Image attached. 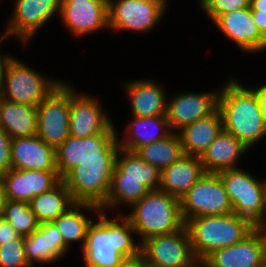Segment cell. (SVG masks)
I'll use <instances>...</instances> for the list:
<instances>
[{
	"instance_id": "obj_47",
	"label": "cell",
	"mask_w": 266,
	"mask_h": 267,
	"mask_svg": "<svg viewBox=\"0 0 266 267\" xmlns=\"http://www.w3.org/2000/svg\"><path fill=\"white\" fill-rule=\"evenodd\" d=\"M206 0H199L200 6L205 2Z\"/></svg>"
},
{
	"instance_id": "obj_20",
	"label": "cell",
	"mask_w": 266,
	"mask_h": 267,
	"mask_svg": "<svg viewBox=\"0 0 266 267\" xmlns=\"http://www.w3.org/2000/svg\"><path fill=\"white\" fill-rule=\"evenodd\" d=\"M11 168L57 171L55 148L37 135L14 138L11 141Z\"/></svg>"
},
{
	"instance_id": "obj_19",
	"label": "cell",
	"mask_w": 266,
	"mask_h": 267,
	"mask_svg": "<svg viewBox=\"0 0 266 267\" xmlns=\"http://www.w3.org/2000/svg\"><path fill=\"white\" fill-rule=\"evenodd\" d=\"M213 23L242 51L260 53L266 50V39L260 34L250 7L219 15Z\"/></svg>"
},
{
	"instance_id": "obj_11",
	"label": "cell",
	"mask_w": 266,
	"mask_h": 267,
	"mask_svg": "<svg viewBox=\"0 0 266 267\" xmlns=\"http://www.w3.org/2000/svg\"><path fill=\"white\" fill-rule=\"evenodd\" d=\"M140 244L146 263L155 267H192L198 262L185 226L170 234L147 238Z\"/></svg>"
},
{
	"instance_id": "obj_38",
	"label": "cell",
	"mask_w": 266,
	"mask_h": 267,
	"mask_svg": "<svg viewBox=\"0 0 266 267\" xmlns=\"http://www.w3.org/2000/svg\"><path fill=\"white\" fill-rule=\"evenodd\" d=\"M146 260L141 252L137 255L124 258L119 267H145Z\"/></svg>"
},
{
	"instance_id": "obj_16",
	"label": "cell",
	"mask_w": 266,
	"mask_h": 267,
	"mask_svg": "<svg viewBox=\"0 0 266 267\" xmlns=\"http://www.w3.org/2000/svg\"><path fill=\"white\" fill-rule=\"evenodd\" d=\"M59 17L77 37L108 29V0H61Z\"/></svg>"
},
{
	"instance_id": "obj_37",
	"label": "cell",
	"mask_w": 266,
	"mask_h": 267,
	"mask_svg": "<svg viewBox=\"0 0 266 267\" xmlns=\"http://www.w3.org/2000/svg\"><path fill=\"white\" fill-rule=\"evenodd\" d=\"M20 236L9 222L0 216V245L10 242L13 239H18Z\"/></svg>"
},
{
	"instance_id": "obj_2",
	"label": "cell",
	"mask_w": 266,
	"mask_h": 267,
	"mask_svg": "<svg viewBox=\"0 0 266 267\" xmlns=\"http://www.w3.org/2000/svg\"><path fill=\"white\" fill-rule=\"evenodd\" d=\"M231 79L219 90L218 109L223 120V130L233 134L247 148L266 136V122L260 110L255 88Z\"/></svg>"
},
{
	"instance_id": "obj_46",
	"label": "cell",
	"mask_w": 266,
	"mask_h": 267,
	"mask_svg": "<svg viewBox=\"0 0 266 267\" xmlns=\"http://www.w3.org/2000/svg\"><path fill=\"white\" fill-rule=\"evenodd\" d=\"M157 1H161L162 3H164L167 6V2L166 0H157Z\"/></svg>"
},
{
	"instance_id": "obj_27",
	"label": "cell",
	"mask_w": 266,
	"mask_h": 267,
	"mask_svg": "<svg viewBox=\"0 0 266 267\" xmlns=\"http://www.w3.org/2000/svg\"><path fill=\"white\" fill-rule=\"evenodd\" d=\"M0 128L12 139L37 133V107L0 97Z\"/></svg>"
},
{
	"instance_id": "obj_3",
	"label": "cell",
	"mask_w": 266,
	"mask_h": 267,
	"mask_svg": "<svg viewBox=\"0 0 266 267\" xmlns=\"http://www.w3.org/2000/svg\"><path fill=\"white\" fill-rule=\"evenodd\" d=\"M192 252L203 261L217 249L242 241L256 226L234 212L227 215L200 216L185 222Z\"/></svg>"
},
{
	"instance_id": "obj_7",
	"label": "cell",
	"mask_w": 266,
	"mask_h": 267,
	"mask_svg": "<svg viewBox=\"0 0 266 267\" xmlns=\"http://www.w3.org/2000/svg\"><path fill=\"white\" fill-rule=\"evenodd\" d=\"M61 83V79L45 78L24 62L11 56L3 70L0 97L37 107Z\"/></svg>"
},
{
	"instance_id": "obj_40",
	"label": "cell",
	"mask_w": 266,
	"mask_h": 267,
	"mask_svg": "<svg viewBox=\"0 0 266 267\" xmlns=\"http://www.w3.org/2000/svg\"><path fill=\"white\" fill-rule=\"evenodd\" d=\"M255 88L257 96L259 98L261 114L266 122V84Z\"/></svg>"
},
{
	"instance_id": "obj_8",
	"label": "cell",
	"mask_w": 266,
	"mask_h": 267,
	"mask_svg": "<svg viewBox=\"0 0 266 267\" xmlns=\"http://www.w3.org/2000/svg\"><path fill=\"white\" fill-rule=\"evenodd\" d=\"M184 222L200 216L233 212L228 194L217 173H205L180 199Z\"/></svg>"
},
{
	"instance_id": "obj_26",
	"label": "cell",
	"mask_w": 266,
	"mask_h": 267,
	"mask_svg": "<svg viewBox=\"0 0 266 267\" xmlns=\"http://www.w3.org/2000/svg\"><path fill=\"white\" fill-rule=\"evenodd\" d=\"M126 126L124 134H128L118 143L120 148L135 152L139 147L149 145L169 136L170 129L166 115L151 117H135ZM158 130V132H156ZM155 130V131H154Z\"/></svg>"
},
{
	"instance_id": "obj_17",
	"label": "cell",
	"mask_w": 266,
	"mask_h": 267,
	"mask_svg": "<svg viewBox=\"0 0 266 267\" xmlns=\"http://www.w3.org/2000/svg\"><path fill=\"white\" fill-rule=\"evenodd\" d=\"M218 94L219 91L186 92L167 100L166 118L171 131L177 133L183 127L212 114L218 108Z\"/></svg>"
},
{
	"instance_id": "obj_34",
	"label": "cell",
	"mask_w": 266,
	"mask_h": 267,
	"mask_svg": "<svg viewBox=\"0 0 266 267\" xmlns=\"http://www.w3.org/2000/svg\"><path fill=\"white\" fill-rule=\"evenodd\" d=\"M24 236L0 245V267H30L24 250Z\"/></svg>"
},
{
	"instance_id": "obj_12",
	"label": "cell",
	"mask_w": 266,
	"mask_h": 267,
	"mask_svg": "<svg viewBox=\"0 0 266 267\" xmlns=\"http://www.w3.org/2000/svg\"><path fill=\"white\" fill-rule=\"evenodd\" d=\"M118 133H101L90 137L69 136L55 149L56 168L61 180L84 159L102 158V153H118Z\"/></svg>"
},
{
	"instance_id": "obj_6",
	"label": "cell",
	"mask_w": 266,
	"mask_h": 267,
	"mask_svg": "<svg viewBox=\"0 0 266 267\" xmlns=\"http://www.w3.org/2000/svg\"><path fill=\"white\" fill-rule=\"evenodd\" d=\"M228 194L233 212L256 227L266 225V180L258 181L243 169L217 172Z\"/></svg>"
},
{
	"instance_id": "obj_41",
	"label": "cell",
	"mask_w": 266,
	"mask_h": 267,
	"mask_svg": "<svg viewBox=\"0 0 266 267\" xmlns=\"http://www.w3.org/2000/svg\"><path fill=\"white\" fill-rule=\"evenodd\" d=\"M250 9L266 13V0H250Z\"/></svg>"
},
{
	"instance_id": "obj_23",
	"label": "cell",
	"mask_w": 266,
	"mask_h": 267,
	"mask_svg": "<svg viewBox=\"0 0 266 267\" xmlns=\"http://www.w3.org/2000/svg\"><path fill=\"white\" fill-rule=\"evenodd\" d=\"M125 89L135 117L166 115L167 94L162 84L151 80H134L126 83Z\"/></svg>"
},
{
	"instance_id": "obj_5",
	"label": "cell",
	"mask_w": 266,
	"mask_h": 267,
	"mask_svg": "<svg viewBox=\"0 0 266 267\" xmlns=\"http://www.w3.org/2000/svg\"><path fill=\"white\" fill-rule=\"evenodd\" d=\"M117 153H102V158L84 159L63 179L75 202L101 207L107 199Z\"/></svg>"
},
{
	"instance_id": "obj_31",
	"label": "cell",
	"mask_w": 266,
	"mask_h": 267,
	"mask_svg": "<svg viewBox=\"0 0 266 267\" xmlns=\"http://www.w3.org/2000/svg\"><path fill=\"white\" fill-rule=\"evenodd\" d=\"M135 152L144 161L156 166L160 171L171 166L185 155L179 134L175 132L164 139L139 147Z\"/></svg>"
},
{
	"instance_id": "obj_43",
	"label": "cell",
	"mask_w": 266,
	"mask_h": 267,
	"mask_svg": "<svg viewBox=\"0 0 266 267\" xmlns=\"http://www.w3.org/2000/svg\"><path fill=\"white\" fill-rule=\"evenodd\" d=\"M3 201H4L3 182H2V178L0 177V214H1Z\"/></svg>"
},
{
	"instance_id": "obj_13",
	"label": "cell",
	"mask_w": 266,
	"mask_h": 267,
	"mask_svg": "<svg viewBox=\"0 0 266 267\" xmlns=\"http://www.w3.org/2000/svg\"><path fill=\"white\" fill-rule=\"evenodd\" d=\"M14 12L9 19L8 28L3 39L9 36L18 37V40L27 45L41 26L51 17L60 13L61 0H15Z\"/></svg>"
},
{
	"instance_id": "obj_44",
	"label": "cell",
	"mask_w": 266,
	"mask_h": 267,
	"mask_svg": "<svg viewBox=\"0 0 266 267\" xmlns=\"http://www.w3.org/2000/svg\"><path fill=\"white\" fill-rule=\"evenodd\" d=\"M192 267H206V265L202 261H198Z\"/></svg>"
},
{
	"instance_id": "obj_30",
	"label": "cell",
	"mask_w": 266,
	"mask_h": 267,
	"mask_svg": "<svg viewBox=\"0 0 266 267\" xmlns=\"http://www.w3.org/2000/svg\"><path fill=\"white\" fill-rule=\"evenodd\" d=\"M76 202L61 180L51 190L33 197L29 203L38 222H52L66 212Z\"/></svg>"
},
{
	"instance_id": "obj_29",
	"label": "cell",
	"mask_w": 266,
	"mask_h": 267,
	"mask_svg": "<svg viewBox=\"0 0 266 267\" xmlns=\"http://www.w3.org/2000/svg\"><path fill=\"white\" fill-rule=\"evenodd\" d=\"M82 210V211H80ZM83 210L95 213H100L101 208L90 203L76 202L66 212L60 215L52 223L58 229V232L62 235L65 245L70 248L71 243L77 241L82 242V247L87 236V231L92 220L83 214Z\"/></svg>"
},
{
	"instance_id": "obj_1",
	"label": "cell",
	"mask_w": 266,
	"mask_h": 267,
	"mask_svg": "<svg viewBox=\"0 0 266 267\" xmlns=\"http://www.w3.org/2000/svg\"><path fill=\"white\" fill-rule=\"evenodd\" d=\"M122 216L118 215L115 221L107 219L101 211L97 222L89 225L82 247L86 267H119L124 258L140 252V242L136 244L132 237L136 232L131 222Z\"/></svg>"
},
{
	"instance_id": "obj_33",
	"label": "cell",
	"mask_w": 266,
	"mask_h": 267,
	"mask_svg": "<svg viewBox=\"0 0 266 267\" xmlns=\"http://www.w3.org/2000/svg\"><path fill=\"white\" fill-rule=\"evenodd\" d=\"M21 236H29L38 229L39 222L29 203L4 199L1 214Z\"/></svg>"
},
{
	"instance_id": "obj_42",
	"label": "cell",
	"mask_w": 266,
	"mask_h": 267,
	"mask_svg": "<svg viewBox=\"0 0 266 267\" xmlns=\"http://www.w3.org/2000/svg\"><path fill=\"white\" fill-rule=\"evenodd\" d=\"M3 38L0 39V42H2ZM1 55L0 54V96H1V88H2V76H3V70L4 67L7 63V61L9 60V58L11 57L10 55Z\"/></svg>"
},
{
	"instance_id": "obj_24",
	"label": "cell",
	"mask_w": 266,
	"mask_h": 267,
	"mask_svg": "<svg viewBox=\"0 0 266 267\" xmlns=\"http://www.w3.org/2000/svg\"><path fill=\"white\" fill-rule=\"evenodd\" d=\"M223 130V120L217 108L212 114L183 127L177 133L185 155L201 157Z\"/></svg>"
},
{
	"instance_id": "obj_28",
	"label": "cell",
	"mask_w": 266,
	"mask_h": 267,
	"mask_svg": "<svg viewBox=\"0 0 266 267\" xmlns=\"http://www.w3.org/2000/svg\"><path fill=\"white\" fill-rule=\"evenodd\" d=\"M112 177L139 179L150 191L159 190L161 184V171L156 166L144 161L136 152L122 148L117 153Z\"/></svg>"
},
{
	"instance_id": "obj_36",
	"label": "cell",
	"mask_w": 266,
	"mask_h": 267,
	"mask_svg": "<svg viewBox=\"0 0 266 267\" xmlns=\"http://www.w3.org/2000/svg\"><path fill=\"white\" fill-rule=\"evenodd\" d=\"M12 138L0 128V177L11 169Z\"/></svg>"
},
{
	"instance_id": "obj_18",
	"label": "cell",
	"mask_w": 266,
	"mask_h": 267,
	"mask_svg": "<svg viewBox=\"0 0 266 267\" xmlns=\"http://www.w3.org/2000/svg\"><path fill=\"white\" fill-rule=\"evenodd\" d=\"M4 199L30 203L37 195L51 190L60 181L58 171L11 168L2 177Z\"/></svg>"
},
{
	"instance_id": "obj_21",
	"label": "cell",
	"mask_w": 266,
	"mask_h": 267,
	"mask_svg": "<svg viewBox=\"0 0 266 267\" xmlns=\"http://www.w3.org/2000/svg\"><path fill=\"white\" fill-rule=\"evenodd\" d=\"M24 250L27 263L50 264L60 260L69 248L62 235L52 222L41 223L38 229L24 238Z\"/></svg>"
},
{
	"instance_id": "obj_15",
	"label": "cell",
	"mask_w": 266,
	"mask_h": 267,
	"mask_svg": "<svg viewBox=\"0 0 266 267\" xmlns=\"http://www.w3.org/2000/svg\"><path fill=\"white\" fill-rule=\"evenodd\" d=\"M266 259V231L256 227L242 241L213 251L202 262L206 267H259Z\"/></svg>"
},
{
	"instance_id": "obj_22",
	"label": "cell",
	"mask_w": 266,
	"mask_h": 267,
	"mask_svg": "<svg viewBox=\"0 0 266 267\" xmlns=\"http://www.w3.org/2000/svg\"><path fill=\"white\" fill-rule=\"evenodd\" d=\"M205 173L200 157L184 155L161 171L159 190L180 200Z\"/></svg>"
},
{
	"instance_id": "obj_14",
	"label": "cell",
	"mask_w": 266,
	"mask_h": 267,
	"mask_svg": "<svg viewBox=\"0 0 266 267\" xmlns=\"http://www.w3.org/2000/svg\"><path fill=\"white\" fill-rule=\"evenodd\" d=\"M98 99L89 94L77 93L70 86V136L90 137L101 133H117Z\"/></svg>"
},
{
	"instance_id": "obj_32",
	"label": "cell",
	"mask_w": 266,
	"mask_h": 267,
	"mask_svg": "<svg viewBox=\"0 0 266 267\" xmlns=\"http://www.w3.org/2000/svg\"><path fill=\"white\" fill-rule=\"evenodd\" d=\"M149 192L150 190L139 179L112 177L106 202L100 208L103 212L105 209H115L122 203L128 204L130 208Z\"/></svg>"
},
{
	"instance_id": "obj_39",
	"label": "cell",
	"mask_w": 266,
	"mask_h": 267,
	"mask_svg": "<svg viewBox=\"0 0 266 267\" xmlns=\"http://www.w3.org/2000/svg\"><path fill=\"white\" fill-rule=\"evenodd\" d=\"M251 14L260 34L266 39V13L251 11Z\"/></svg>"
},
{
	"instance_id": "obj_48",
	"label": "cell",
	"mask_w": 266,
	"mask_h": 267,
	"mask_svg": "<svg viewBox=\"0 0 266 267\" xmlns=\"http://www.w3.org/2000/svg\"><path fill=\"white\" fill-rule=\"evenodd\" d=\"M145 267H155L146 263Z\"/></svg>"
},
{
	"instance_id": "obj_10",
	"label": "cell",
	"mask_w": 266,
	"mask_h": 267,
	"mask_svg": "<svg viewBox=\"0 0 266 267\" xmlns=\"http://www.w3.org/2000/svg\"><path fill=\"white\" fill-rule=\"evenodd\" d=\"M157 0H108V27L116 31L148 32L166 12Z\"/></svg>"
},
{
	"instance_id": "obj_35",
	"label": "cell",
	"mask_w": 266,
	"mask_h": 267,
	"mask_svg": "<svg viewBox=\"0 0 266 267\" xmlns=\"http://www.w3.org/2000/svg\"><path fill=\"white\" fill-rule=\"evenodd\" d=\"M250 7V0H206L201 8L214 21L219 15Z\"/></svg>"
},
{
	"instance_id": "obj_9",
	"label": "cell",
	"mask_w": 266,
	"mask_h": 267,
	"mask_svg": "<svg viewBox=\"0 0 266 267\" xmlns=\"http://www.w3.org/2000/svg\"><path fill=\"white\" fill-rule=\"evenodd\" d=\"M70 85L64 81L37 106L36 135L55 149L69 136Z\"/></svg>"
},
{
	"instance_id": "obj_4",
	"label": "cell",
	"mask_w": 266,
	"mask_h": 267,
	"mask_svg": "<svg viewBox=\"0 0 266 267\" xmlns=\"http://www.w3.org/2000/svg\"><path fill=\"white\" fill-rule=\"evenodd\" d=\"M126 218L131 222L140 243L147 238L181 230L185 222L180 200L161 190H152L135 203Z\"/></svg>"
},
{
	"instance_id": "obj_25",
	"label": "cell",
	"mask_w": 266,
	"mask_h": 267,
	"mask_svg": "<svg viewBox=\"0 0 266 267\" xmlns=\"http://www.w3.org/2000/svg\"><path fill=\"white\" fill-rule=\"evenodd\" d=\"M248 150L233 134L222 130L200 159L206 173H217L238 168L236 162Z\"/></svg>"
},
{
	"instance_id": "obj_45",
	"label": "cell",
	"mask_w": 266,
	"mask_h": 267,
	"mask_svg": "<svg viewBox=\"0 0 266 267\" xmlns=\"http://www.w3.org/2000/svg\"><path fill=\"white\" fill-rule=\"evenodd\" d=\"M259 267H266V259L263 261V263Z\"/></svg>"
}]
</instances>
